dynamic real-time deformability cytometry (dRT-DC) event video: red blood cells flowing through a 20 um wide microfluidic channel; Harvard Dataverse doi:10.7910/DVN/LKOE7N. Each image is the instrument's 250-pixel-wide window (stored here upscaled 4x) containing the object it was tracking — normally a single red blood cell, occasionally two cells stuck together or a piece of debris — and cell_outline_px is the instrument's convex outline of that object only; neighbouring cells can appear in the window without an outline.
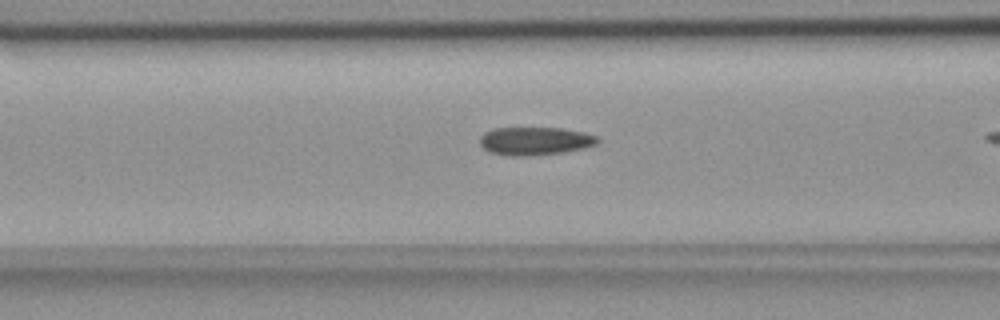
{"species": "common noctule bat (a hibernating species)", "species_latin": "Nyctalus noctula", "temperature_condition": "room temperature", "stored_images_in_passage": 33, "camera_frame_rate_fps": 3000, "um_per_image_px": 0.085, "animal": {"sex": "female", "body_mass_g": 18.4}, "frame": {"image": 1, "passage_image": 12, "time_ms": 3.667, "image_size_px": [1000, 320], "cell_outline_px": [[600, 140], [596, 144], [584, 148], [564, 152], [524, 156], [508, 156], [492, 152], [484, 148], [480, 144], [480, 136], [484, 132], [492, 128], [560, 128], [584, 132], [596, 136]], "centroid_in_image_um": [45.47, 11.98], "position_along_channel_um": 121.1, "area_um2": 19.25}}
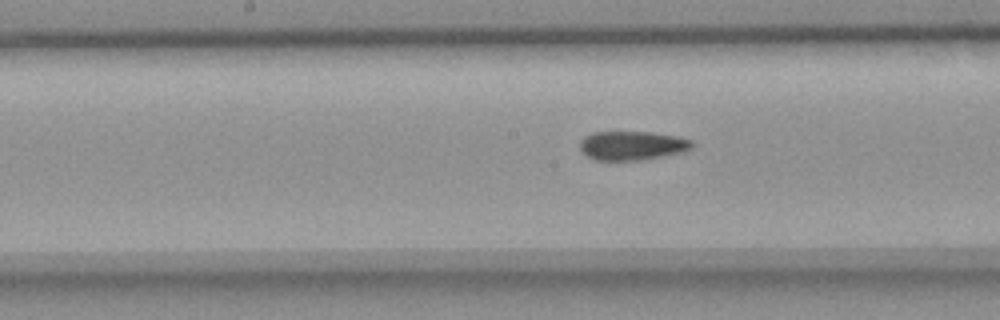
{"frame": {"image": 2, "passage_image": 18, "time_ms": 5.667, "image_size_px": [1000, 320], "cell_outline_px": [[696, 144], [692, 148], [684, 152], [640, 160], [596, 160], [588, 156], [580, 148], [580, 140], [584, 136], [592, 132], [652, 132], [680, 136], [692, 140]], "centroid_in_image_um": [53.79, 12.36], "position_along_channel_um": 194.4, "area_um2": 19.13}}
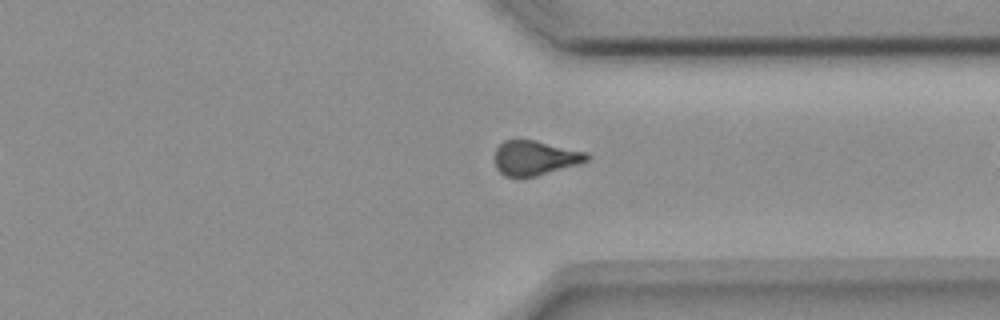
{"frame": {"image": 3, "passage_image": 32, "time_ms": 10.333, "image_size_px": [1000, 320], "cell_outline_px": [[592, 156], [588, 160], [576, 164], [536, 176], [504, 176], [496, 168], [496, 148], [504, 140], [536, 140], [588, 152]], "centroid_in_image_um": [45.5, 13.4], "position_along_channel_um": 365.9, "area_um2": 18.38}}